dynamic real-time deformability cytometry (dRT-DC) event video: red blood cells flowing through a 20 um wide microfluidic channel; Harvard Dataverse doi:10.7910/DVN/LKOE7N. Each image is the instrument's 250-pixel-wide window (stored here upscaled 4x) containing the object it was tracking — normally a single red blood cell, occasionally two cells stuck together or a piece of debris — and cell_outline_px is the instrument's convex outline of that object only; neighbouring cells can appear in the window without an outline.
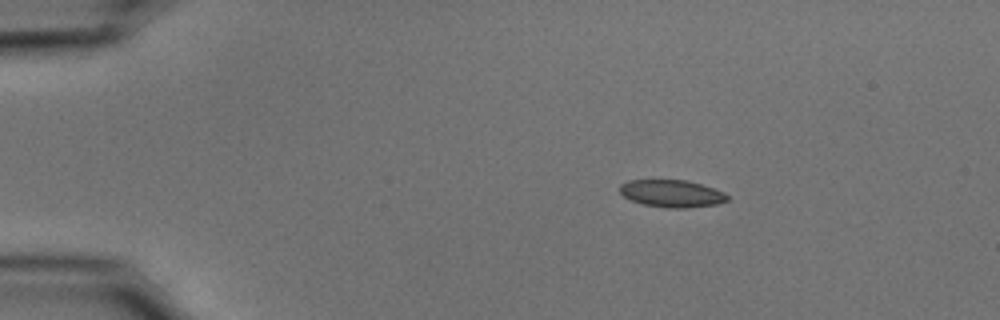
{"species": "common noctule bat (a hibernating species)", "species_latin": "Nyctalus noctula", "temperature_condition": "cold", "stored_images_in_passage": 23, "camera_frame_rate_fps": 3000, "um_per_image_px": 0.085, "animal": {"sex": "male", "body_mass_g": 15.6}, "frame": {"image": 1, "passage_image": 1, "time_ms": 0.0, "image_size_px": [1000, 320], "cell_outline_px": [[728, 200], [716, 204], [684, 208], [668, 208], [644, 204], [632, 200], [624, 196], [620, 192], [620, 184], [628, 180], [688, 180], [724, 192], [728, 196]], "centroid_in_image_um": [57.09, 16.44], "position_along_channel_um": 27.9, "area_um2": 16.94}}
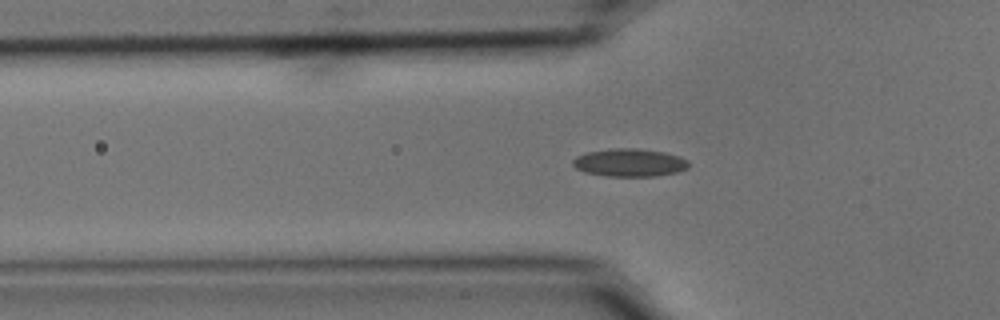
{"frame": {"image": 2, "passage_image": 10, "time_ms": 3.0, "image_size_px": [1000, 320], "cell_outline_px": [[688, 168], [676, 172], [656, 176], [604, 176], [584, 172], [576, 168], [572, 164], [572, 160], [576, 156], [588, 152], [612, 148], [636, 148], [664, 152], [680, 156], [688, 160]], "centroid_in_image_um": [53.5, 13.82], "position_along_channel_um": 72.3, "area_um2": 18.9}}
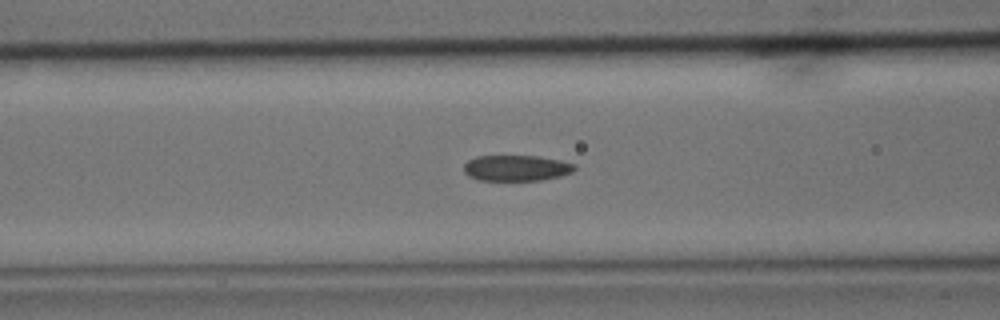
{"frame": {"image": 3, "passage_image": 14, "time_ms": 4.333, "image_size_px": [1000, 320], "cell_outline_px": [[576, 168], [572, 172], [560, 176], [540, 180], [480, 180], [468, 176], [464, 172], [464, 164], [468, 160], [476, 156], [540, 156], [560, 160], [576, 164]], "centroid_in_image_um": [43.89, 14.27], "position_along_channel_um": 122.7, "area_um2": 16.7}}